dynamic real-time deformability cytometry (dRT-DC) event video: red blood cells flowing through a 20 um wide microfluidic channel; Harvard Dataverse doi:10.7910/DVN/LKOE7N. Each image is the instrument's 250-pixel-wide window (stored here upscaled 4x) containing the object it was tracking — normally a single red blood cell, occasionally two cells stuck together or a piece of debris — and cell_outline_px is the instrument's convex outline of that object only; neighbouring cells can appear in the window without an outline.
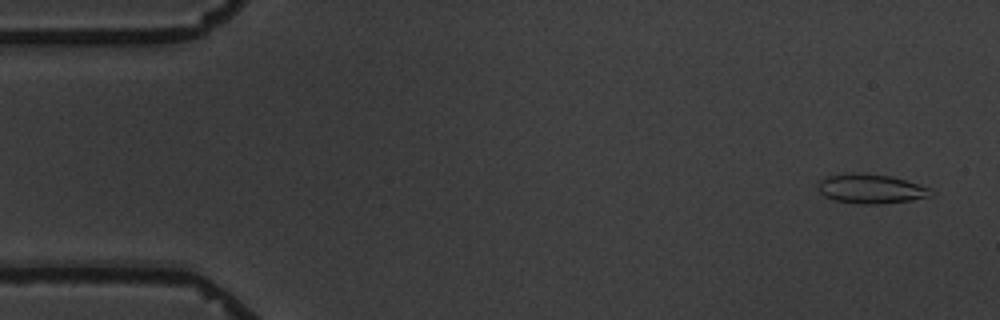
{"species": "common noctule bat (a hibernating species)", "species_latin": "Nyctalus noctula", "temperature_condition": "warm", "stored_images_in_passage": 7, "camera_frame_rate_fps": 3000, "um_per_image_px": 0.085, "animal": {"sex": "male", "body_mass_g": 19.5, "forearm_length_mm": 54.6}, "frame": {"image": 1, "passage_image": 1, "time_ms": 0.0, "image_size_px": [1000, 320], "cell_outline_px": [[936, 192], [932, 196], [912, 200], [880, 204], [864, 204], [836, 200], [824, 196], [820, 192], [820, 180], [828, 176], [844, 172], [856, 172], [892, 176], [932, 188]], "centroid_in_image_um": [74.1, 16.03], "position_along_channel_um": 10.9, "area_um2": 19.48}}
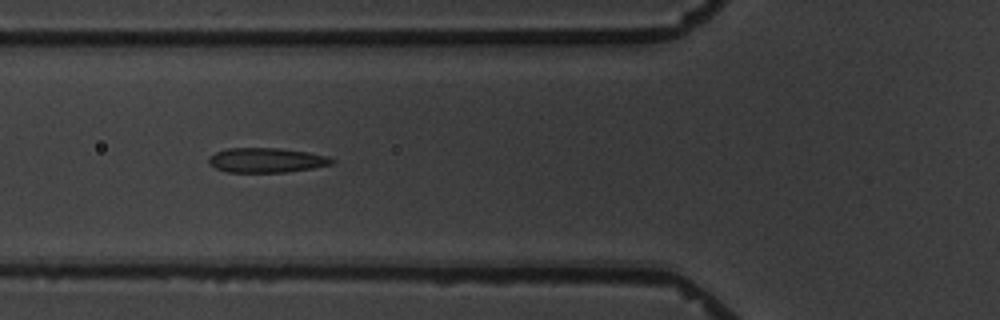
{"frame": {"image": 2, "passage_image": 6, "time_ms": 6.0, "image_size_px": [1000, 320], "cell_outline_px": [[336, 160], [332, 164], [312, 168], [284, 172], [224, 172], [208, 164], [208, 156], [216, 152], [228, 148], [276, 148], [308, 152], [328, 156]], "centroid_in_image_um": [22.62, 13.62], "position_along_channel_um": 103.2, "area_um2": 17.74}}
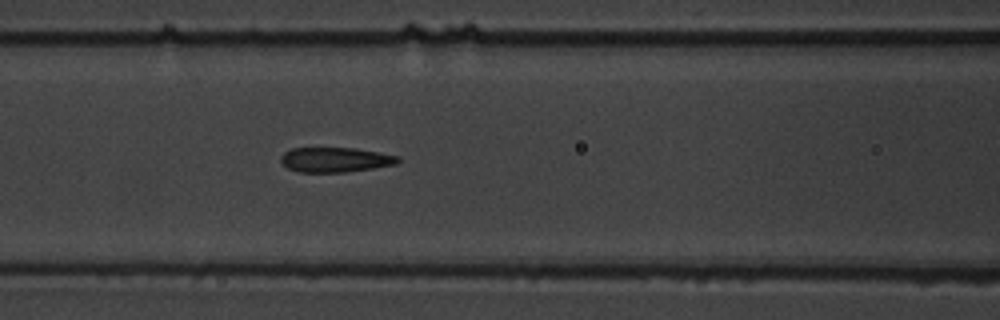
{"frame": {"image": 3, "passage_image": 7, "time_ms": 7.0, "image_size_px": [1000, 320], "cell_outline_px": [[400, 160], [396, 164], [372, 168], [344, 172], [296, 172], [288, 168], [280, 160], [280, 156], [284, 152], [292, 148], [356, 148], [380, 152], [400, 156]], "centroid_in_image_um": [28.5, 13.57], "position_along_channel_um": 138.1, "area_um2": 16.99}}